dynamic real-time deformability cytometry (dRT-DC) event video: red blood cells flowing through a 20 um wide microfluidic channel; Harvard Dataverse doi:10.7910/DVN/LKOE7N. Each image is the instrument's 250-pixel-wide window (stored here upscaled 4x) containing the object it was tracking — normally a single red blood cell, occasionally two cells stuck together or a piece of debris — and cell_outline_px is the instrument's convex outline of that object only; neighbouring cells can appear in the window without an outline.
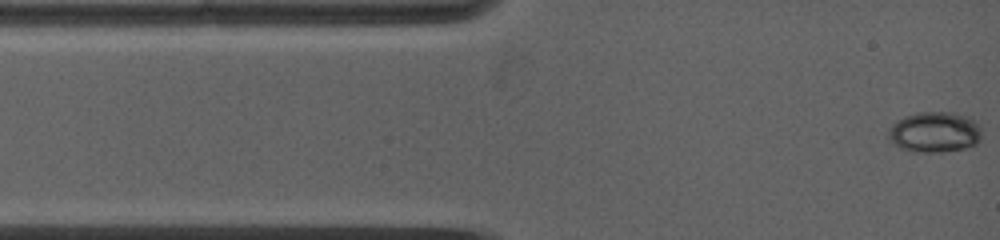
{"species": "common noctule bat (a hibernating species)", "species_latin": "Nyctalus noctula", "temperature_condition": "warm", "stored_images_in_passage": 60, "camera_frame_rate_fps": 5000, "um_per_image_px": 0.085, "animal": {"sex": "female", "body_mass_g": 19.0, "forearm_length_mm": 53.3}, "frame": {"image": 1, "passage_image": 1, "time_ms": 0.0, "image_size_px": [1000, 240], "cell_outline_px": [[980, 140], [976, 144], [968, 148], [944, 152], [912, 152], [888, 144], [888, 128], [896, 120], [904, 116], [916, 112], [952, 112], [972, 116], [980, 128]], "centroid_in_image_um": [79.4, 11.23], "position_along_channel_um": 5.6, "area_um2": 22.83}}
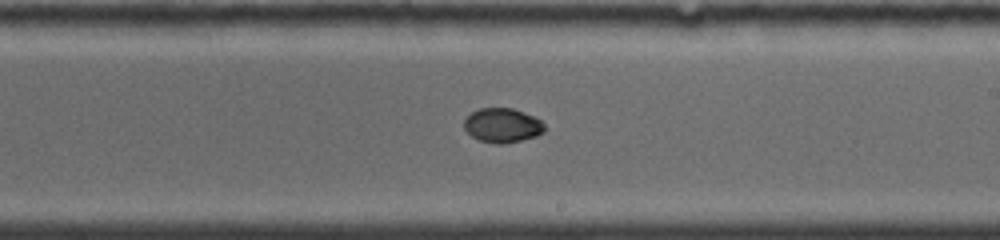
{"frame": {"image": 2, "passage_image": 28, "time_ms": 7.4, "image_size_px": [1000, 240], "cell_outline_px": [[544, 132], [536, 136], [504, 144], [496, 144], [476, 140], [464, 128], [464, 120], [472, 112], [480, 108], [512, 108], [524, 112], [540, 120], [544, 124]], "centroid_in_image_um": [42.69, 10.66], "position_along_channel_um": 246.3, "area_um2": 16.07}}
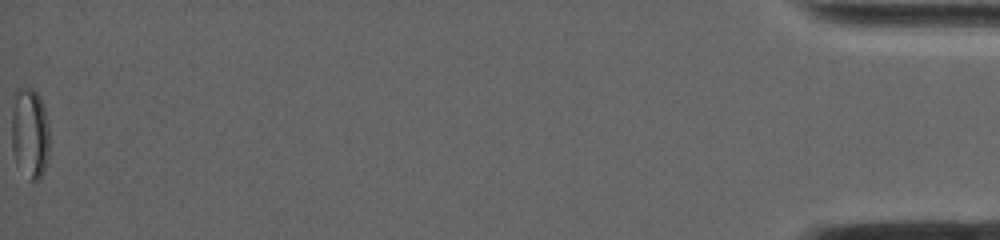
{"frame": {"image": 3, "passage_image": 60, "time_ms": 16.4, "image_size_px": [1000, 240], "cell_outline_px": [[48, 160], [44, 172], [40, 180], [36, 184], [28, 180], [16, 164], [12, 152], [12, 92], [16, 88], [24, 84], [32, 88], [40, 96], [44, 108], [48, 124]], "centroid_in_image_um": [2.51, 11.31], "position_along_channel_um": 432.7, "area_um2": 20.98}, "authors_computed_cell_mechanics": {"area_um2": 17.2244, "velocity_mm_per_s": 3.9592, "shape_relaxation_time_tau1_ms": null, "shape_relaxation_time_tau2_ms": 3.4315, "deformation_change_tau1": null, "deformation_change_tau2": 0.0167}}